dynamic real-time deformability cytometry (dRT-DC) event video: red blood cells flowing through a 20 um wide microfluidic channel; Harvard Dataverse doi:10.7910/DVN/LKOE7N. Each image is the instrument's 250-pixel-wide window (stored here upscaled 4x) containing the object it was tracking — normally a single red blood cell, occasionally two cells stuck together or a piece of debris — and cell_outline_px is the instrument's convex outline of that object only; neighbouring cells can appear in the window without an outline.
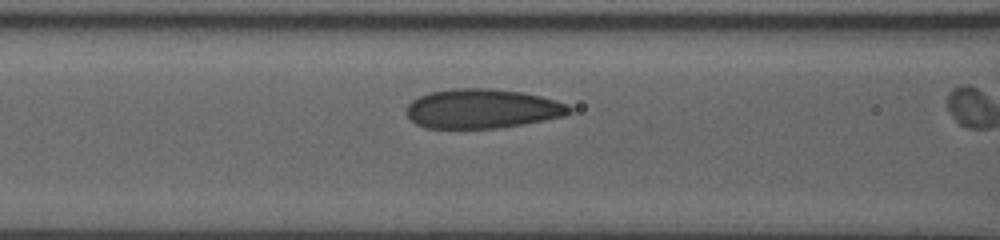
{"species": "human", "species_latin": "Homo sapiens", "temperature_condition": "room temperature", "stored_images_in_passage": 14, "camera_frame_rate_fps": 3000, "um_per_image_px": 0.085, "donor": {"sex": "male"}, "frame": {"image": 1, "passage_image": 10, "time_ms": 3.0, "image_size_px": [1000, 240], "cell_outline_px": [[572, 112], [564, 116], [544, 120], [496, 128], [424, 128], [416, 124], [404, 112], [404, 108], [412, 100], [428, 92], [452, 88], [488, 88], [524, 92], [540, 96], [568, 104], [572, 108]], "centroid_in_image_um": [40.95, 9.23], "position_along_channel_um": 125.6, "area_um2": 37.57}}